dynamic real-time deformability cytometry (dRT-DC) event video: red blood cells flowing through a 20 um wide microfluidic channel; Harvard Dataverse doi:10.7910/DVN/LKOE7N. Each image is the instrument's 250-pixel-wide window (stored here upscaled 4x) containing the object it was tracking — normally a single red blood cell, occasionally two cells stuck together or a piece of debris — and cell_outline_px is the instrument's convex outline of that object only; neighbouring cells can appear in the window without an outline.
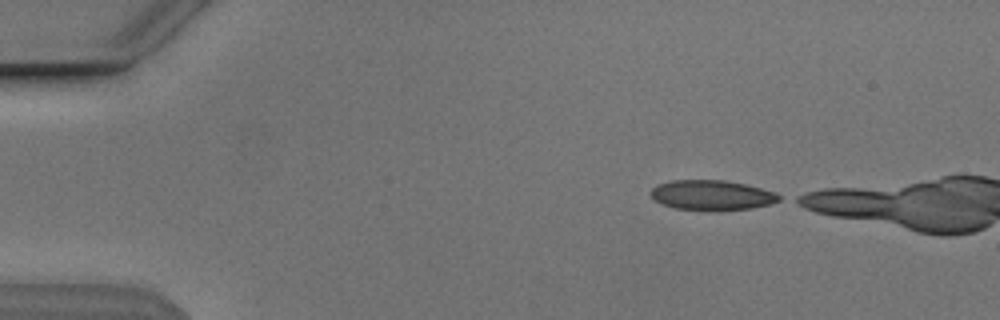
{"species": "Egyptian fruit bat (a non-hibernating species)", "species_latin": "Rousettus aegyptiacus", "temperature_condition": "cold", "stored_images_in_passage": 8, "camera_frame_rate_fps": 3000, "um_per_image_px": 0.085, "animal": {"sex": "male"}, "frame": {"image": 1, "passage_image": 1, "time_ms": 0.0, "image_size_px": [1000, 320], "cell_outline_px": [[784, 196], [780, 200], [768, 204], [752, 208], [676, 208], [664, 204], [656, 200], [648, 192], [656, 184], [672, 180], [724, 180], [744, 184], [776, 192]], "centroid_in_image_um": [60.51, 16.54], "position_along_channel_um": 24.5, "area_um2": 21.62}}